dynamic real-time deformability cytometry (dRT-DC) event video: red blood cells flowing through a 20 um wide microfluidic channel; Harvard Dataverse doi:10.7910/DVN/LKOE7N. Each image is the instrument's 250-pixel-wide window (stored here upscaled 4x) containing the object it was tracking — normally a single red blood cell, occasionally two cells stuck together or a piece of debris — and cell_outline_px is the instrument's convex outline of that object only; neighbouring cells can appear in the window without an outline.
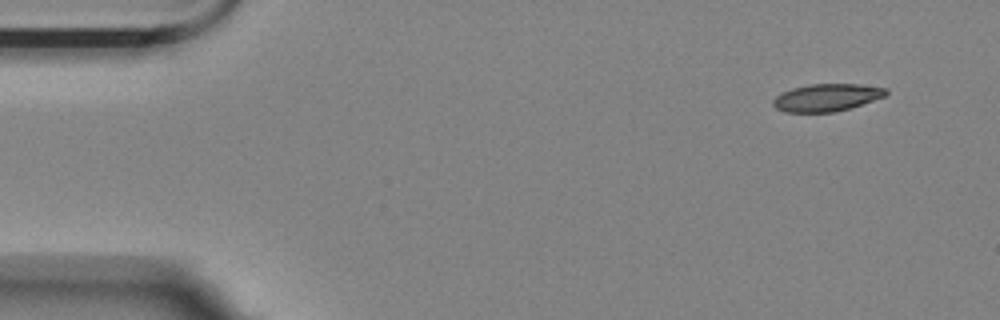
{"species": "Egyptian fruit bat (a non-hibernating species)", "species_latin": "Rousettus aegyptiacus", "temperature_condition": "room temperature", "stored_images_in_passage": 4, "camera_frame_rate_fps": 3000, "um_per_image_px": 0.085, "animal": {"sex": "female"}, "frame": {"image": 1, "passage_image": 1, "time_ms": 0.0, "image_size_px": [1000, 320], "cell_outline_px": [[888, 92], [884, 96], [848, 108], [832, 112], [784, 112], [776, 108], [772, 104], [772, 100], [776, 96], [792, 88], [808, 84], [860, 84], [888, 88]], "centroid_in_image_um": [70.24, 8.28], "position_along_channel_um": 14.8, "area_um2": 17.86}}